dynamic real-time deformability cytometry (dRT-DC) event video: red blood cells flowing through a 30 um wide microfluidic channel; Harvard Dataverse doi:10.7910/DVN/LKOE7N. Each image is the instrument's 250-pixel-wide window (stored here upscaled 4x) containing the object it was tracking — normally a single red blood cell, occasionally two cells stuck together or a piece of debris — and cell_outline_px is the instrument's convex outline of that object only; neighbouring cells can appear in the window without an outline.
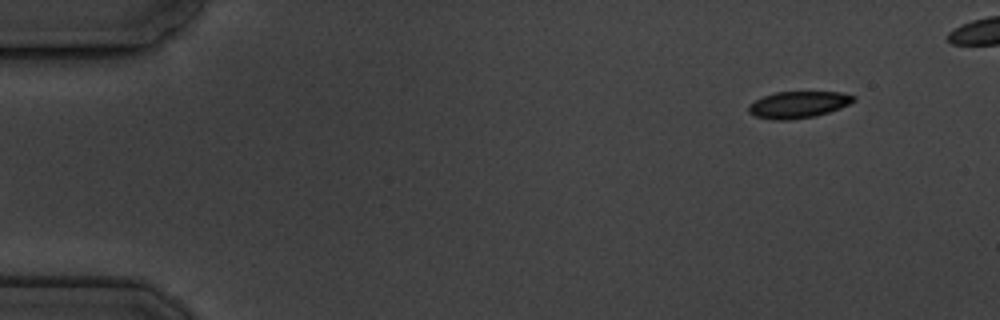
{"species": "common noctule bat (a hibernating species)", "species_latin": "Nyctalus noctula", "temperature_condition": "cold", "stored_images_in_passage": 6, "camera_frame_rate_fps": 3000, "um_per_image_px": 0.085, "animal": {"sex": "male", "body_mass_g": 19.5, "forearm_length_mm": 54.6}, "frame": {"image": 1, "passage_image": 6, "time_ms": 6.0, "image_size_px": [1000, 320], "cell_outline_px": [[856, 100], [840, 108], [816, 116], [788, 120], [772, 120], [756, 116], [748, 112], [748, 104], [764, 96], [776, 92], [840, 92], [856, 96]], "centroid_in_image_um": [67.85, 8.9], "position_along_channel_um": 17.2, "area_um2": 16.3}}